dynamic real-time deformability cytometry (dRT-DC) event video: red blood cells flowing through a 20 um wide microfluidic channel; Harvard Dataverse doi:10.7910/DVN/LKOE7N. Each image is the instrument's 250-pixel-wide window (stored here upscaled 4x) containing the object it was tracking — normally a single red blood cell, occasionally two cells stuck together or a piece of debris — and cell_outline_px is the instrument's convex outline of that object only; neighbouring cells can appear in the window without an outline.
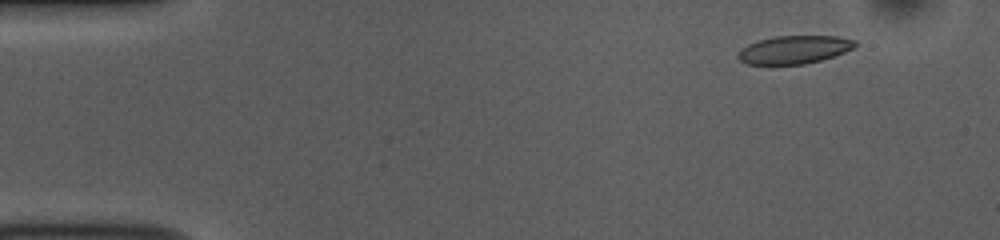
{"species": "common noctule bat (a hibernating species)", "species_latin": "Nyctalus noctula", "temperature_condition": "room temperature", "stored_images_in_passage": 53, "camera_frame_rate_fps": 3000, "um_per_image_px": 0.085, "animal": {"sex": "female", "body_mass_g": 10.0, "forearm_length_mm": 53.1}, "frame": {"image": 1, "passage_image": 5, "time_ms": 1.333, "image_size_px": [1000, 240], "cell_outline_px": [[860, 44], [856, 48], [820, 60], [804, 64], [744, 64], [736, 56], [748, 44], [760, 40], [776, 36], [836, 36], [856, 40]], "centroid_in_image_um": [67.56, 4.21], "position_along_channel_um": 17.4, "area_um2": 19.07}}
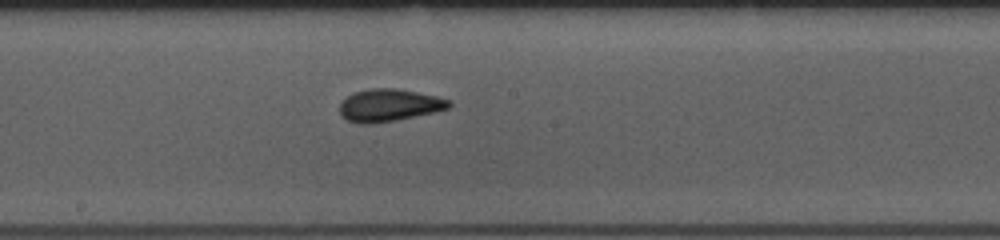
{"frame": {"image": 2, "passage_image": 28, "time_ms": 9.0, "image_size_px": [1000, 240], "cell_outline_px": [[452, 104], [448, 108], [432, 112], [396, 120], [372, 124], [360, 124], [348, 120], [340, 116], [340, 104], [352, 92], [372, 88], [396, 88], [436, 96], [452, 100]], "centroid_in_image_um": [33.05, 8.94], "position_along_channel_um": 215.1, "area_um2": 20.58}}
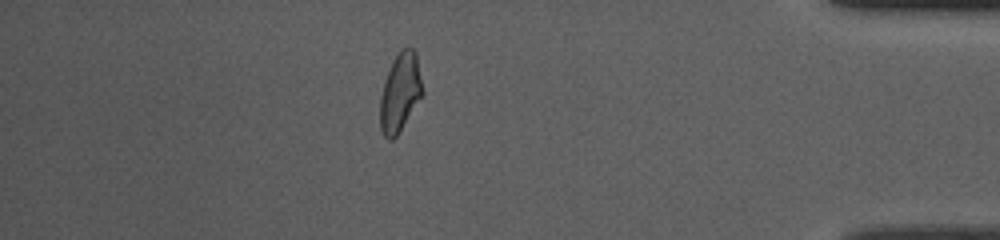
{"frame": {"image": 3, "passage_image": 46, "time_ms": 15.0, "image_size_px": [1000, 240], "cell_outline_px": [[424, 92], [396, 136], [392, 140], [388, 140], [384, 136], [380, 128], [380, 96], [388, 72], [400, 48], [412, 48], [416, 52]], "centroid_in_image_um": [34.01, 7.86], "position_along_channel_um": 401.2, "area_um2": 19.07}, "authors_computed_cell_mechanics": {"area_um2": 20.1722, "velocity_mm_per_s": 3.7636, "shape_relaxation_time_tau1_ms": 4.9791, "shape_relaxation_time_tau2_ms": 1.5891, "deformation_change_tau1": 0.1157, "deformation_change_tau2": 0.0764}}